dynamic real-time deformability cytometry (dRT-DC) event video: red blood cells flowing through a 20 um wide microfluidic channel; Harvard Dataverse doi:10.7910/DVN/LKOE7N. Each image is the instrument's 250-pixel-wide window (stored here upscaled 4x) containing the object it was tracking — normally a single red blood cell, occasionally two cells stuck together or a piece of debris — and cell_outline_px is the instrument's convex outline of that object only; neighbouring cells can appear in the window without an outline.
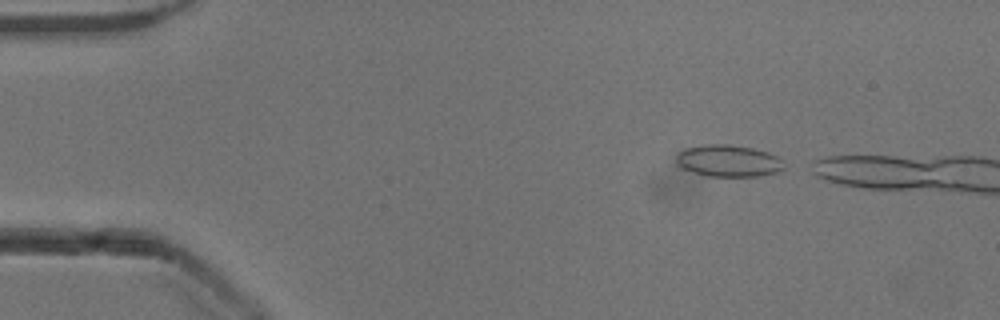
{"species": "common noctule bat (a hibernating species)", "species_latin": "Nyctalus noctula", "temperature_condition": "cold", "stored_images_in_passage": 5, "camera_frame_rate_fps": 3000, "um_per_image_px": 0.085, "animal": {"sex": "male", "body_mass_g": 13.3}, "frame": {"image": 1, "passage_image": 2, "time_ms": 0.333, "image_size_px": [1000, 320], "cell_outline_px": [[784, 168], [780, 172], [760, 176], [704, 176], [680, 168], [676, 164], [676, 156], [684, 148], [700, 144], [728, 144], [752, 148], [768, 152], [784, 160]], "centroid_in_image_um": [61.9, 13.67], "position_along_channel_um": 23.1, "area_um2": 20.4}}